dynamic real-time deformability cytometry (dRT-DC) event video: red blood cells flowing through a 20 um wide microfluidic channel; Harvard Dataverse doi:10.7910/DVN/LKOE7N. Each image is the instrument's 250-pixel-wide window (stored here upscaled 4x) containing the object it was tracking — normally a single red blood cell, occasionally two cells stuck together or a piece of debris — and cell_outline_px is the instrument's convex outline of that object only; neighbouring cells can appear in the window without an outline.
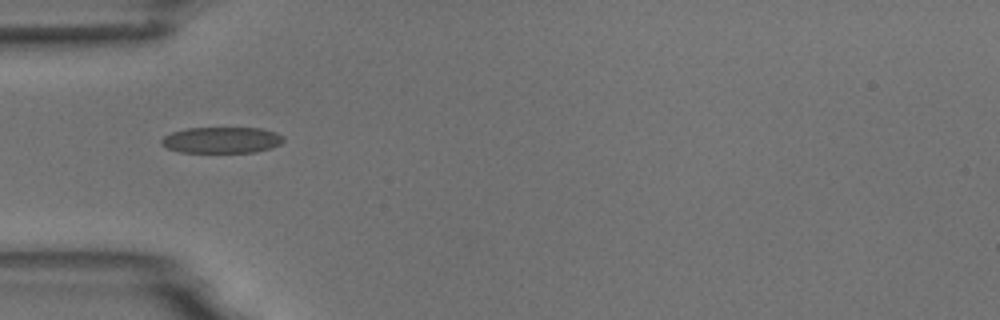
{"species": "common noctule bat (a hibernating species)", "species_latin": "Nyctalus noctula", "temperature_condition": "room temperature", "stored_images_in_passage": 6, "camera_frame_rate_fps": 3000, "um_per_image_px": 0.085, "animal": {"sex": "male", "body_mass_g": 18.8}, "frame": {"image": 1, "passage_image": 1, "time_ms": 0.0, "image_size_px": [1000, 320], "cell_outline_px": [[284, 140], [280, 144], [272, 148], [256, 152], [180, 152], [168, 148], [160, 144], [160, 140], [164, 136], [172, 132], [188, 128], [260, 128], [276, 132], [284, 136]], "centroid_in_image_um": [18.86, 11.9], "position_along_channel_um": 66.1, "area_um2": 18.67}}
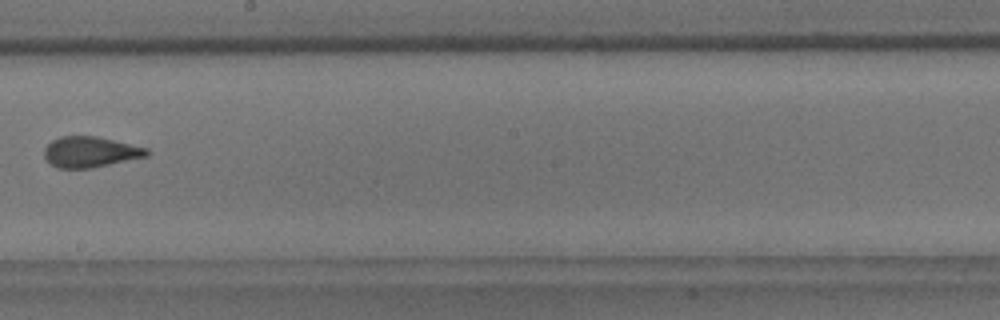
{"frame": {"image": 2, "passage_image": 5, "time_ms": 4.667, "image_size_px": [1000, 320], "cell_outline_px": [[152, 152], [148, 156], [92, 168], [56, 168], [44, 156], [44, 148], [52, 140], [60, 136], [96, 136], [148, 148]], "centroid_in_image_um": [7.69, 12.91], "position_along_channel_um": 240.5, "area_um2": 18.38}}